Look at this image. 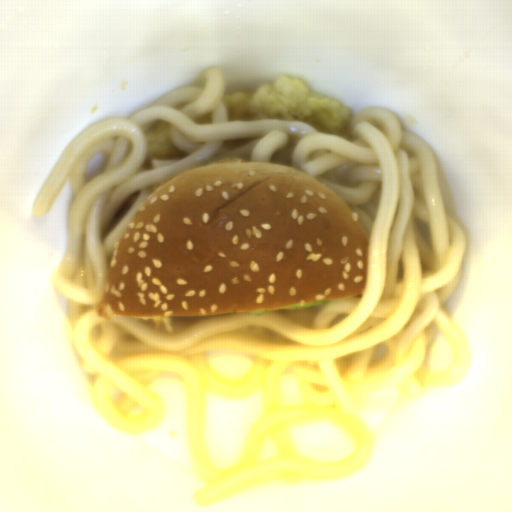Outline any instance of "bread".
Returning a JSON list of instances; mask_svg holds the SVG:
<instances>
[{"label":"bread","mask_w":512,"mask_h":512,"mask_svg":"<svg viewBox=\"0 0 512 512\" xmlns=\"http://www.w3.org/2000/svg\"><path fill=\"white\" fill-rule=\"evenodd\" d=\"M369 243L311 174L236 156L188 167L135 211L95 313L186 317L363 294Z\"/></svg>","instance_id":"bread-1"}]
</instances>
